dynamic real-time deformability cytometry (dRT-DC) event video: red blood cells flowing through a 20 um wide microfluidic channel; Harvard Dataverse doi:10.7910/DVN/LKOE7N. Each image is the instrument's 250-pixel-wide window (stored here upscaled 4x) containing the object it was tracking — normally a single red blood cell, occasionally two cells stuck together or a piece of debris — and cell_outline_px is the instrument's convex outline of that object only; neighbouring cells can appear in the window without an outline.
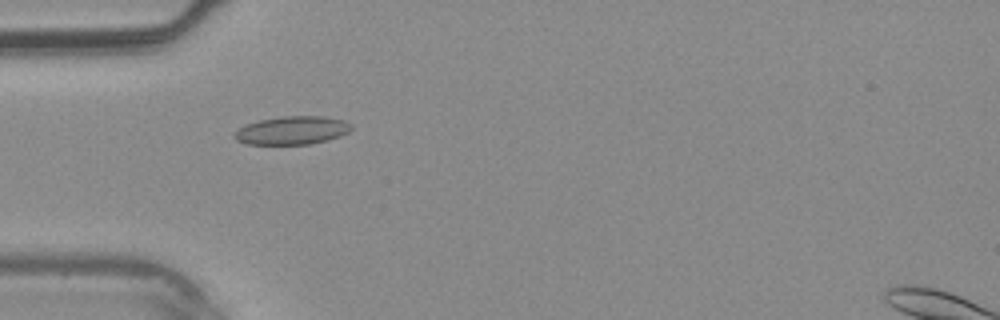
{"species": "common noctule bat (a hibernating species)", "species_latin": "Nyctalus noctula", "temperature_condition": "warm", "stored_images_in_passage": 28, "camera_frame_rate_fps": 3000, "um_per_image_px": 0.085, "animal": {"sex": "male", "body_mass_g": 20.4}, "frame": {"image": 1, "passage_image": 1, "time_ms": 0.0, "image_size_px": [1000, 320], "cell_outline_px": [[352, 128], [348, 132], [340, 136], [328, 140], [312, 144], [248, 144], [236, 140], [232, 136], [240, 128], [248, 124], [260, 120], [280, 116], [324, 116], [344, 120], [352, 124]], "centroid_in_image_um": [24.87, 11.08], "position_along_channel_um": 60.1, "area_um2": 19.25}}
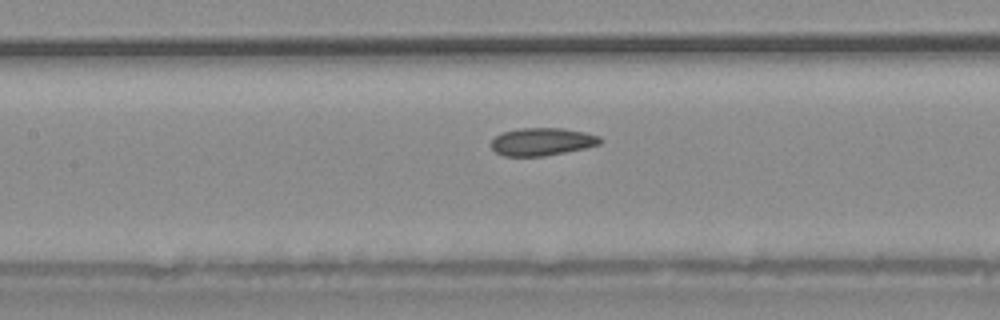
{"frame": {"image": 2, "passage_image": 7, "time_ms": 2.0, "image_size_px": [1000, 320], "cell_outline_px": [[604, 140], [600, 144], [584, 148], [544, 156], [504, 156], [496, 152], [492, 148], [492, 140], [496, 136], [504, 132], [520, 128], [564, 128], [584, 132], [600, 136]], "centroid_in_image_um": [46.1, 12.04], "position_along_channel_um": 161.3, "area_um2": 17.51}}
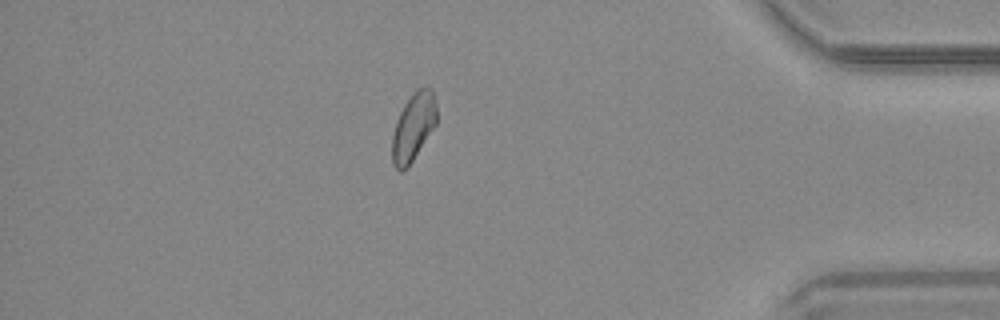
{"frame": {"image": 3, "passage_image": 23, "time_ms": 7.333, "image_size_px": [1000, 320], "cell_outline_px": [[436, 124], [408, 168], [400, 172], [392, 164], [392, 136], [396, 120], [404, 104], [412, 92], [416, 88], [432, 88], [436, 104]], "centroid_in_image_um": [35.12, 10.8], "position_along_channel_um": 400.1, "area_um2": 17.69}}